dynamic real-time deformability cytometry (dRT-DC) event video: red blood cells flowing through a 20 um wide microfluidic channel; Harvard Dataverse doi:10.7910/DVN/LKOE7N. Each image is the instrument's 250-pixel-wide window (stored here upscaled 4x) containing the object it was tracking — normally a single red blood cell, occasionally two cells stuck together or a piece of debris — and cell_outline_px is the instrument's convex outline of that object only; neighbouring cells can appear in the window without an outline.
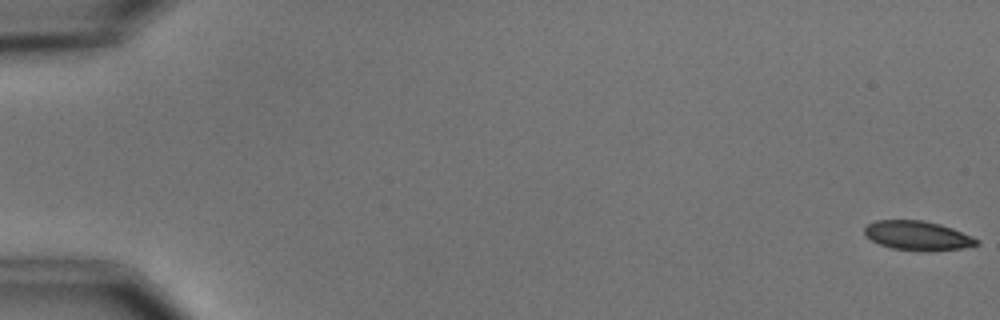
{"species": "common noctule bat (a hibernating species)", "species_latin": "Nyctalus noctula", "temperature_condition": "cold", "stored_images_in_passage": 12, "camera_frame_rate_fps": 3000, "um_per_image_px": 0.085, "animal": {"sex": "male", "body_mass_g": 15.6}, "frame": {"image": 1, "passage_image": 1, "time_ms": 0.0, "image_size_px": [1000, 320], "cell_outline_px": [[980, 244], [964, 248], [928, 252], [924, 252], [892, 248], [880, 244], [864, 236], [864, 228], [868, 224], [876, 220], [924, 220], [940, 224], [952, 228], [980, 240]], "centroid_in_image_um": [78.01, 20.04], "position_along_channel_um": 7.0, "area_um2": 19.36}}